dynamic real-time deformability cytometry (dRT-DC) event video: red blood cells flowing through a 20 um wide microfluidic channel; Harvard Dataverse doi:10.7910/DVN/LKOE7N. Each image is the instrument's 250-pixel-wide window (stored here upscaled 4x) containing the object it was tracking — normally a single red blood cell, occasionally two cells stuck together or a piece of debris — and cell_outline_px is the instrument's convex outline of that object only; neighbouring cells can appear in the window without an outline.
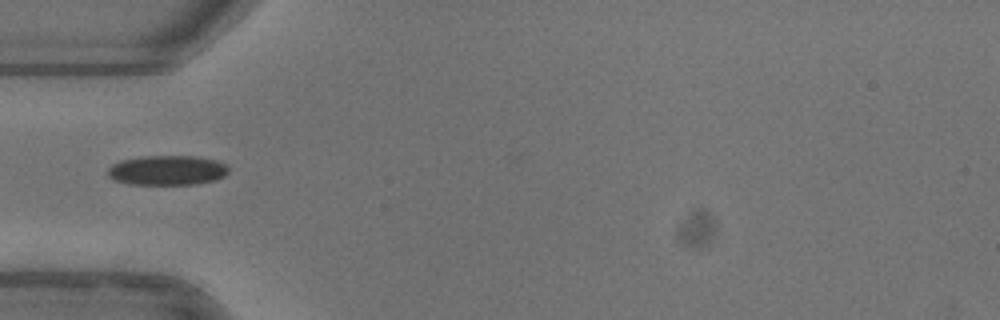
{"species": "common noctule bat (a hibernating species)", "species_latin": "Nyctalus noctula", "temperature_condition": "warm", "stored_images_in_passage": 36, "camera_frame_rate_fps": 3000, "um_per_image_px": 0.085, "animal": {"sex": "female"}, "frame": {"image": 1, "passage_image": 1, "time_ms": 0.0, "image_size_px": [1000, 320], "cell_outline_px": [[228, 172], [224, 176], [212, 180], [196, 184], [132, 184], [112, 180], [108, 176], [108, 168], [112, 164], [120, 160], [144, 156], [196, 156], [216, 160], [224, 164], [228, 168]], "centroid_in_image_um": [14.17, 14.47], "position_along_channel_um": 70.8, "area_um2": 20.87}, "authors_computed_cell_mechanics": {"area_um2": 20.6635, "velocity_mm_per_s": 3.979, "shape_relaxation_time_tau1_ms": 4.7332, "shape_relaxation_time_tau2_ms": 1.5373, "deformation_change_tau1": 0.1259, "deformation_change_tau2": 0.0477}}